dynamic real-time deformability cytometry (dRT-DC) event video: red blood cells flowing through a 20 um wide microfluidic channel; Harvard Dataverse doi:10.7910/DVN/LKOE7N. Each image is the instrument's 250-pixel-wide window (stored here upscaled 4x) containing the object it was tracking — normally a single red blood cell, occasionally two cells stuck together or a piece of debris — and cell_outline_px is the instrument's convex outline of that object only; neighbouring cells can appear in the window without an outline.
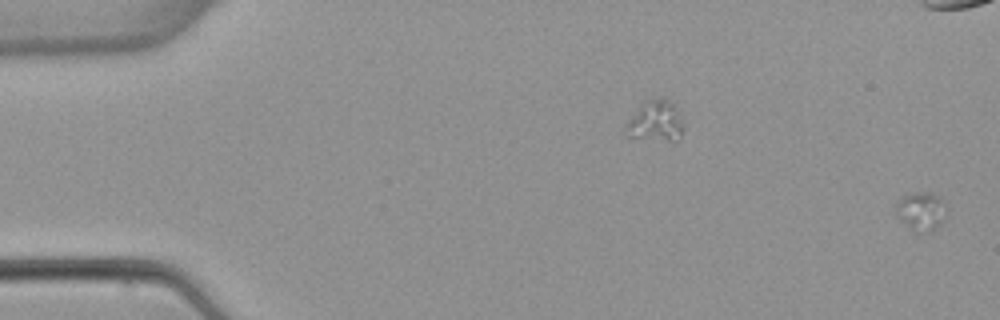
{"species": "common noctule bat (a hibernating species)", "species_latin": "Nyctalus noctula", "temperature_condition": "warm", "stored_images_in_passage": 2, "segment_of_instrument_passage": [2, 2], "camera_frame_rate_fps": 3000, "um_per_image_px": 0.085, "animal": {"sex": "female", "body_mass_g": 22.7, "forearm_length_mm": 54.2}, "frame": {"image": 1, "passage_image": 2, "time_ms": 1.333, "image_size_px": [1000, 320], "cell_outline_px": [[948, 216], [932, 228], [908, 228], [896, 216], [896, 200], [904, 196], [916, 192], [932, 192], [940, 196], [948, 212]], "centroid_in_image_um": [78.29, 17.86], "position_along_channel_um": 6.7, "area_um2": 10.98}}